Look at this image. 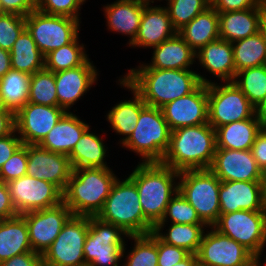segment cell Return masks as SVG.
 Here are the masks:
<instances>
[{
	"label": "cell",
	"mask_w": 266,
	"mask_h": 266,
	"mask_svg": "<svg viewBox=\"0 0 266 266\" xmlns=\"http://www.w3.org/2000/svg\"><path fill=\"white\" fill-rule=\"evenodd\" d=\"M123 78L141 95L146 105L157 108L190 94L201 83H212L190 69L131 68Z\"/></svg>",
	"instance_id": "obj_1"
},
{
	"label": "cell",
	"mask_w": 266,
	"mask_h": 266,
	"mask_svg": "<svg viewBox=\"0 0 266 266\" xmlns=\"http://www.w3.org/2000/svg\"><path fill=\"white\" fill-rule=\"evenodd\" d=\"M216 133L209 123L171 131L161 164L176 171L209 169L216 152Z\"/></svg>",
	"instance_id": "obj_2"
},
{
	"label": "cell",
	"mask_w": 266,
	"mask_h": 266,
	"mask_svg": "<svg viewBox=\"0 0 266 266\" xmlns=\"http://www.w3.org/2000/svg\"><path fill=\"white\" fill-rule=\"evenodd\" d=\"M128 177L137 187L145 218L155 227L178 191L179 171L161 163L140 162Z\"/></svg>",
	"instance_id": "obj_3"
},
{
	"label": "cell",
	"mask_w": 266,
	"mask_h": 266,
	"mask_svg": "<svg viewBox=\"0 0 266 266\" xmlns=\"http://www.w3.org/2000/svg\"><path fill=\"white\" fill-rule=\"evenodd\" d=\"M117 176L111 168L73 169L63 202L75 216H97Z\"/></svg>",
	"instance_id": "obj_4"
},
{
	"label": "cell",
	"mask_w": 266,
	"mask_h": 266,
	"mask_svg": "<svg viewBox=\"0 0 266 266\" xmlns=\"http://www.w3.org/2000/svg\"><path fill=\"white\" fill-rule=\"evenodd\" d=\"M96 217L121 227L128 235H145L154 230L144 216L137 187L129 177L116 179Z\"/></svg>",
	"instance_id": "obj_5"
},
{
	"label": "cell",
	"mask_w": 266,
	"mask_h": 266,
	"mask_svg": "<svg viewBox=\"0 0 266 266\" xmlns=\"http://www.w3.org/2000/svg\"><path fill=\"white\" fill-rule=\"evenodd\" d=\"M171 130L161 108L146 105L137 126L122 147L141 157V163H161L169 147Z\"/></svg>",
	"instance_id": "obj_6"
},
{
	"label": "cell",
	"mask_w": 266,
	"mask_h": 266,
	"mask_svg": "<svg viewBox=\"0 0 266 266\" xmlns=\"http://www.w3.org/2000/svg\"><path fill=\"white\" fill-rule=\"evenodd\" d=\"M220 183L210 169L179 172L178 191L195 208L207 227H212L220 215Z\"/></svg>",
	"instance_id": "obj_7"
},
{
	"label": "cell",
	"mask_w": 266,
	"mask_h": 266,
	"mask_svg": "<svg viewBox=\"0 0 266 266\" xmlns=\"http://www.w3.org/2000/svg\"><path fill=\"white\" fill-rule=\"evenodd\" d=\"M128 236L121 227L90 216L83 247L86 266H122L119 262L126 254Z\"/></svg>",
	"instance_id": "obj_8"
},
{
	"label": "cell",
	"mask_w": 266,
	"mask_h": 266,
	"mask_svg": "<svg viewBox=\"0 0 266 266\" xmlns=\"http://www.w3.org/2000/svg\"><path fill=\"white\" fill-rule=\"evenodd\" d=\"M212 227L243 245L255 257H262L266 247V211L240 210L220 214Z\"/></svg>",
	"instance_id": "obj_9"
},
{
	"label": "cell",
	"mask_w": 266,
	"mask_h": 266,
	"mask_svg": "<svg viewBox=\"0 0 266 266\" xmlns=\"http://www.w3.org/2000/svg\"><path fill=\"white\" fill-rule=\"evenodd\" d=\"M26 28L45 57L71 43L80 31L81 21L67 16L50 15L34 10L25 17Z\"/></svg>",
	"instance_id": "obj_10"
},
{
	"label": "cell",
	"mask_w": 266,
	"mask_h": 266,
	"mask_svg": "<svg viewBox=\"0 0 266 266\" xmlns=\"http://www.w3.org/2000/svg\"><path fill=\"white\" fill-rule=\"evenodd\" d=\"M208 84V123L216 129L222 125L251 118L255 107L233 82Z\"/></svg>",
	"instance_id": "obj_11"
},
{
	"label": "cell",
	"mask_w": 266,
	"mask_h": 266,
	"mask_svg": "<svg viewBox=\"0 0 266 266\" xmlns=\"http://www.w3.org/2000/svg\"><path fill=\"white\" fill-rule=\"evenodd\" d=\"M88 229L89 216L72 215L42 255L44 266H86L83 247Z\"/></svg>",
	"instance_id": "obj_12"
},
{
	"label": "cell",
	"mask_w": 266,
	"mask_h": 266,
	"mask_svg": "<svg viewBox=\"0 0 266 266\" xmlns=\"http://www.w3.org/2000/svg\"><path fill=\"white\" fill-rule=\"evenodd\" d=\"M6 184L18 214L50 208L63 202V192L45 180L24 175Z\"/></svg>",
	"instance_id": "obj_13"
},
{
	"label": "cell",
	"mask_w": 266,
	"mask_h": 266,
	"mask_svg": "<svg viewBox=\"0 0 266 266\" xmlns=\"http://www.w3.org/2000/svg\"><path fill=\"white\" fill-rule=\"evenodd\" d=\"M206 232L197 252L198 266H247L256 258L243 245L213 227H207Z\"/></svg>",
	"instance_id": "obj_14"
},
{
	"label": "cell",
	"mask_w": 266,
	"mask_h": 266,
	"mask_svg": "<svg viewBox=\"0 0 266 266\" xmlns=\"http://www.w3.org/2000/svg\"><path fill=\"white\" fill-rule=\"evenodd\" d=\"M21 215L26 221L32 250L43 255L59 235L72 213L62 202L50 208L29 211Z\"/></svg>",
	"instance_id": "obj_15"
},
{
	"label": "cell",
	"mask_w": 266,
	"mask_h": 266,
	"mask_svg": "<svg viewBox=\"0 0 266 266\" xmlns=\"http://www.w3.org/2000/svg\"><path fill=\"white\" fill-rule=\"evenodd\" d=\"M65 113L58 106L27 102L15 114V130L23 144L39 145Z\"/></svg>",
	"instance_id": "obj_16"
},
{
	"label": "cell",
	"mask_w": 266,
	"mask_h": 266,
	"mask_svg": "<svg viewBox=\"0 0 266 266\" xmlns=\"http://www.w3.org/2000/svg\"><path fill=\"white\" fill-rule=\"evenodd\" d=\"M171 131L208 123V84L201 83L190 94L161 107Z\"/></svg>",
	"instance_id": "obj_17"
},
{
	"label": "cell",
	"mask_w": 266,
	"mask_h": 266,
	"mask_svg": "<svg viewBox=\"0 0 266 266\" xmlns=\"http://www.w3.org/2000/svg\"><path fill=\"white\" fill-rule=\"evenodd\" d=\"M26 175L45 180L65 191L72 174L69 157L41 148L39 145H27Z\"/></svg>",
	"instance_id": "obj_18"
},
{
	"label": "cell",
	"mask_w": 266,
	"mask_h": 266,
	"mask_svg": "<svg viewBox=\"0 0 266 266\" xmlns=\"http://www.w3.org/2000/svg\"><path fill=\"white\" fill-rule=\"evenodd\" d=\"M209 169L220 181H262L251 150L216 149Z\"/></svg>",
	"instance_id": "obj_19"
},
{
	"label": "cell",
	"mask_w": 266,
	"mask_h": 266,
	"mask_svg": "<svg viewBox=\"0 0 266 266\" xmlns=\"http://www.w3.org/2000/svg\"><path fill=\"white\" fill-rule=\"evenodd\" d=\"M220 214L240 210L266 211L262 181H221Z\"/></svg>",
	"instance_id": "obj_20"
},
{
	"label": "cell",
	"mask_w": 266,
	"mask_h": 266,
	"mask_svg": "<svg viewBox=\"0 0 266 266\" xmlns=\"http://www.w3.org/2000/svg\"><path fill=\"white\" fill-rule=\"evenodd\" d=\"M96 68L89 58L76 68L54 73L58 107L70 112L69 109L74 103L82 99L81 97L86 95L98 80L99 74Z\"/></svg>",
	"instance_id": "obj_21"
},
{
	"label": "cell",
	"mask_w": 266,
	"mask_h": 266,
	"mask_svg": "<svg viewBox=\"0 0 266 266\" xmlns=\"http://www.w3.org/2000/svg\"><path fill=\"white\" fill-rule=\"evenodd\" d=\"M176 33L165 6L147 3L143 8L137 36L129 47L152 48Z\"/></svg>",
	"instance_id": "obj_22"
},
{
	"label": "cell",
	"mask_w": 266,
	"mask_h": 266,
	"mask_svg": "<svg viewBox=\"0 0 266 266\" xmlns=\"http://www.w3.org/2000/svg\"><path fill=\"white\" fill-rule=\"evenodd\" d=\"M152 48L154 51L151 62L140 63L136 68L184 70L190 69L191 65L196 62V52L178 33Z\"/></svg>",
	"instance_id": "obj_23"
},
{
	"label": "cell",
	"mask_w": 266,
	"mask_h": 266,
	"mask_svg": "<svg viewBox=\"0 0 266 266\" xmlns=\"http://www.w3.org/2000/svg\"><path fill=\"white\" fill-rule=\"evenodd\" d=\"M146 2L139 0H116L103 6L108 30L128 36L130 45L136 38L143 8Z\"/></svg>",
	"instance_id": "obj_24"
},
{
	"label": "cell",
	"mask_w": 266,
	"mask_h": 266,
	"mask_svg": "<svg viewBox=\"0 0 266 266\" xmlns=\"http://www.w3.org/2000/svg\"><path fill=\"white\" fill-rule=\"evenodd\" d=\"M199 64L209 73L221 79V82H232L236 74L232 42L221 38L209 42L195 53Z\"/></svg>",
	"instance_id": "obj_25"
},
{
	"label": "cell",
	"mask_w": 266,
	"mask_h": 266,
	"mask_svg": "<svg viewBox=\"0 0 266 266\" xmlns=\"http://www.w3.org/2000/svg\"><path fill=\"white\" fill-rule=\"evenodd\" d=\"M91 126L76 114L66 112L39 146L54 153L69 156L83 133Z\"/></svg>",
	"instance_id": "obj_26"
},
{
	"label": "cell",
	"mask_w": 266,
	"mask_h": 266,
	"mask_svg": "<svg viewBox=\"0 0 266 266\" xmlns=\"http://www.w3.org/2000/svg\"><path fill=\"white\" fill-rule=\"evenodd\" d=\"M118 84L127 88L133 94L132 99L120 101L106 114V120L110 123L112 130L125 137L120 138V144L126 141L137 126L139 114L146 106L141 95L122 77Z\"/></svg>",
	"instance_id": "obj_27"
},
{
	"label": "cell",
	"mask_w": 266,
	"mask_h": 266,
	"mask_svg": "<svg viewBox=\"0 0 266 266\" xmlns=\"http://www.w3.org/2000/svg\"><path fill=\"white\" fill-rule=\"evenodd\" d=\"M263 11L259 7L218 12L219 37L234 42L255 35L259 32V24Z\"/></svg>",
	"instance_id": "obj_28"
},
{
	"label": "cell",
	"mask_w": 266,
	"mask_h": 266,
	"mask_svg": "<svg viewBox=\"0 0 266 266\" xmlns=\"http://www.w3.org/2000/svg\"><path fill=\"white\" fill-rule=\"evenodd\" d=\"M262 126L256 113L249 119L228 123L217 127L216 149L251 150Z\"/></svg>",
	"instance_id": "obj_29"
},
{
	"label": "cell",
	"mask_w": 266,
	"mask_h": 266,
	"mask_svg": "<svg viewBox=\"0 0 266 266\" xmlns=\"http://www.w3.org/2000/svg\"><path fill=\"white\" fill-rule=\"evenodd\" d=\"M197 52L209 42L219 39V15L210 5L177 32Z\"/></svg>",
	"instance_id": "obj_30"
},
{
	"label": "cell",
	"mask_w": 266,
	"mask_h": 266,
	"mask_svg": "<svg viewBox=\"0 0 266 266\" xmlns=\"http://www.w3.org/2000/svg\"><path fill=\"white\" fill-rule=\"evenodd\" d=\"M31 251L33 250L24 217L19 214L0 220V262Z\"/></svg>",
	"instance_id": "obj_31"
},
{
	"label": "cell",
	"mask_w": 266,
	"mask_h": 266,
	"mask_svg": "<svg viewBox=\"0 0 266 266\" xmlns=\"http://www.w3.org/2000/svg\"><path fill=\"white\" fill-rule=\"evenodd\" d=\"M90 127L83 133L78 143L69 154L72 169L77 168H110L105 161L108 147L103 137L90 131Z\"/></svg>",
	"instance_id": "obj_32"
},
{
	"label": "cell",
	"mask_w": 266,
	"mask_h": 266,
	"mask_svg": "<svg viewBox=\"0 0 266 266\" xmlns=\"http://www.w3.org/2000/svg\"><path fill=\"white\" fill-rule=\"evenodd\" d=\"M11 69L34 74L44 69V56L37 47L30 32L25 28L10 50Z\"/></svg>",
	"instance_id": "obj_33"
},
{
	"label": "cell",
	"mask_w": 266,
	"mask_h": 266,
	"mask_svg": "<svg viewBox=\"0 0 266 266\" xmlns=\"http://www.w3.org/2000/svg\"><path fill=\"white\" fill-rule=\"evenodd\" d=\"M30 74L11 69L0 78V92L6 108L16 114L27 102Z\"/></svg>",
	"instance_id": "obj_34"
},
{
	"label": "cell",
	"mask_w": 266,
	"mask_h": 266,
	"mask_svg": "<svg viewBox=\"0 0 266 266\" xmlns=\"http://www.w3.org/2000/svg\"><path fill=\"white\" fill-rule=\"evenodd\" d=\"M232 45L236 72L266 64V44L259 32Z\"/></svg>",
	"instance_id": "obj_35"
},
{
	"label": "cell",
	"mask_w": 266,
	"mask_h": 266,
	"mask_svg": "<svg viewBox=\"0 0 266 266\" xmlns=\"http://www.w3.org/2000/svg\"><path fill=\"white\" fill-rule=\"evenodd\" d=\"M205 224H177L171 223L167 232H154L163 242L186 249L191 254H197Z\"/></svg>",
	"instance_id": "obj_36"
},
{
	"label": "cell",
	"mask_w": 266,
	"mask_h": 266,
	"mask_svg": "<svg viewBox=\"0 0 266 266\" xmlns=\"http://www.w3.org/2000/svg\"><path fill=\"white\" fill-rule=\"evenodd\" d=\"M89 59L79 35L69 44L51 51L44 57V68L51 72L76 68Z\"/></svg>",
	"instance_id": "obj_37"
},
{
	"label": "cell",
	"mask_w": 266,
	"mask_h": 266,
	"mask_svg": "<svg viewBox=\"0 0 266 266\" xmlns=\"http://www.w3.org/2000/svg\"><path fill=\"white\" fill-rule=\"evenodd\" d=\"M232 82L256 108L266 99V64L236 72Z\"/></svg>",
	"instance_id": "obj_38"
},
{
	"label": "cell",
	"mask_w": 266,
	"mask_h": 266,
	"mask_svg": "<svg viewBox=\"0 0 266 266\" xmlns=\"http://www.w3.org/2000/svg\"><path fill=\"white\" fill-rule=\"evenodd\" d=\"M134 247L125 256L122 266H158L157 235L152 231L145 235H129Z\"/></svg>",
	"instance_id": "obj_39"
},
{
	"label": "cell",
	"mask_w": 266,
	"mask_h": 266,
	"mask_svg": "<svg viewBox=\"0 0 266 266\" xmlns=\"http://www.w3.org/2000/svg\"><path fill=\"white\" fill-rule=\"evenodd\" d=\"M28 102L45 106H58L54 72L44 68L31 75Z\"/></svg>",
	"instance_id": "obj_40"
},
{
	"label": "cell",
	"mask_w": 266,
	"mask_h": 266,
	"mask_svg": "<svg viewBox=\"0 0 266 266\" xmlns=\"http://www.w3.org/2000/svg\"><path fill=\"white\" fill-rule=\"evenodd\" d=\"M177 224H204L198 217L195 208L180 194L179 191L171 198L168 203L164 216L154 227L153 232H163L167 221Z\"/></svg>",
	"instance_id": "obj_41"
},
{
	"label": "cell",
	"mask_w": 266,
	"mask_h": 266,
	"mask_svg": "<svg viewBox=\"0 0 266 266\" xmlns=\"http://www.w3.org/2000/svg\"><path fill=\"white\" fill-rule=\"evenodd\" d=\"M168 11L174 29L178 32L194 17L211 5L210 0H166Z\"/></svg>",
	"instance_id": "obj_42"
},
{
	"label": "cell",
	"mask_w": 266,
	"mask_h": 266,
	"mask_svg": "<svg viewBox=\"0 0 266 266\" xmlns=\"http://www.w3.org/2000/svg\"><path fill=\"white\" fill-rule=\"evenodd\" d=\"M26 28L25 17L13 13L0 15V48L10 51L13 44Z\"/></svg>",
	"instance_id": "obj_43"
},
{
	"label": "cell",
	"mask_w": 266,
	"mask_h": 266,
	"mask_svg": "<svg viewBox=\"0 0 266 266\" xmlns=\"http://www.w3.org/2000/svg\"><path fill=\"white\" fill-rule=\"evenodd\" d=\"M86 0H36V9L50 15L80 20V9Z\"/></svg>",
	"instance_id": "obj_44"
},
{
	"label": "cell",
	"mask_w": 266,
	"mask_h": 266,
	"mask_svg": "<svg viewBox=\"0 0 266 266\" xmlns=\"http://www.w3.org/2000/svg\"><path fill=\"white\" fill-rule=\"evenodd\" d=\"M27 145L22 144L9 158L0 170V179L8 182L26 175L27 172Z\"/></svg>",
	"instance_id": "obj_45"
},
{
	"label": "cell",
	"mask_w": 266,
	"mask_h": 266,
	"mask_svg": "<svg viewBox=\"0 0 266 266\" xmlns=\"http://www.w3.org/2000/svg\"><path fill=\"white\" fill-rule=\"evenodd\" d=\"M158 266H173L183 261L191 253L181 247L163 242L157 236Z\"/></svg>",
	"instance_id": "obj_46"
},
{
	"label": "cell",
	"mask_w": 266,
	"mask_h": 266,
	"mask_svg": "<svg viewBox=\"0 0 266 266\" xmlns=\"http://www.w3.org/2000/svg\"><path fill=\"white\" fill-rule=\"evenodd\" d=\"M22 144L16 130L10 135L0 138V170Z\"/></svg>",
	"instance_id": "obj_47"
},
{
	"label": "cell",
	"mask_w": 266,
	"mask_h": 266,
	"mask_svg": "<svg viewBox=\"0 0 266 266\" xmlns=\"http://www.w3.org/2000/svg\"><path fill=\"white\" fill-rule=\"evenodd\" d=\"M211 6L217 12L244 10L258 6V0H211Z\"/></svg>",
	"instance_id": "obj_48"
},
{
	"label": "cell",
	"mask_w": 266,
	"mask_h": 266,
	"mask_svg": "<svg viewBox=\"0 0 266 266\" xmlns=\"http://www.w3.org/2000/svg\"><path fill=\"white\" fill-rule=\"evenodd\" d=\"M4 13L26 17L36 10V0H1Z\"/></svg>",
	"instance_id": "obj_49"
},
{
	"label": "cell",
	"mask_w": 266,
	"mask_h": 266,
	"mask_svg": "<svg viewBox=\"0 0 266 266\" xmlns=\"http://www.w3.org/2000/svg\"><path fill=\"white\" fill-rule=\"evenodd\" d=\"M0 266H44L42 255L31 251L0 262Z\"/></svg>",
	"instance_id": "obj_50"
},
{
	"label": "cell",
	"mask_w": 266,
	"mask_h": 266,
	"mask_svg": "<svg viewBox=\"0 0 266 266\" xmlns=\"http://www.w3.org/2000/svg\"><path fill=\"white\" fill-rule=\"evenodd\" d=\"M19 215L12 203L6 182L0 179V220Z\"/></svg>",
	"instance_id": "obj_51"
},
{
	"label": "cell",
	"mask_w": 266,
	"mask_h": 266,
	"mask_svg": "<svg viewBox=\"0 0 266 266\" xmlns=\"http://www.w3.org/2000/svg\"><path fill=\"white\" fill-rule=\"evenodd\" d=\"M252 154L256 163L263 171L266 168V129L257 134L256 139L251 148Z\"/></svg>",
	"instance_id": "obj_52"
},
{
	"label": "cell",
	"mask_w": 266,
	"mask_h": 266,
	"mask_svg": "<svg viewBox=\"0 0 266 266\" xmlns=\"http://www.w3.org/2000/svg\"><path fill=\"white\" fill-rule=\"evenodd\" d=\"M15 130V114L0 112V138L10 135Z\"/></svg>",
	"instance_id": "obj_53"
},
{
	"label": "cell",
	"mask_w": 266,
	"mask_h": 266,
	"mask_svg": "<svg viewBox=\"0 0 266 266\" xmlns=\"http://www.w3.org/2000/svg\"><path fill=\"white\" fill-rule=\"evenodd\" d=\"M11 70L10 51L0 48V78Z\"/></svg>",
	"instance_id": "obj_54"
},
{
	"label": "cell",
	"mask_w": 266,
	"mask_h": 266,
	"mask_svg": "<svg viewBox=\"0 0 266 266\" xmlns=\"http://www.w3.org/2000/svg\"><path fill=\"white\" fill-rule=\"evenodd\" d=\"M256 116L262 128L266 127V99L255 108Z\"/></svg>",
	"instance_id": "obj_55"
},
{
	"label": "cell",
	"mask_w": 266,
	"mask_h": 266,
	"mask_svg": "<svg viewBox=\"0 0 266 266\" xmlns=\"http://www.w3.org/2000/svg\"><path fill=\"white\" fill-rule=\"evenodd\" d=\"M173 266H198L197 254H190L183 261L176 263Z\"/></svg>",
	"instance_id": "obj_56"
},
{
	"label": "cell",
	"mask_w": 266,
	"mask_h": 266,
	"mask_svg": "<svg viewBox=\"0 0 266 266\" xmlns=\"http://www.w3.org/2000/svg\"><path fill=\"white\" fill-rule=\"evenodd\" d=\"M259 33L261 34L265 44H266V12L263 11L260 24H259Z\"/></svg>",
	"instance_id": "obj_57"
},
{
	"label": "cell",
	"mask_w": 266,
	"mask_h": 266,
	"mask_svg": "<svg viewBox=\"0 0 266 266\" xmlns=\"http://www.w3.org/2000/svg\"><path fill=\"white\" fill-rule=\"evenodd\" d=\"M0 112H12L6 108L1 92H0Z\"/></svg>",
	"instance_id": "obj_58"
},
{
	"label": "cell",
	"mask_w": 266,
	"mask_h": 266,
	"mask_svg": "<svg viewBox=\"0 0 266 266\" xmlns=\"http://www.w3.org/2000/svg\"><path fill=\"white\" fill-rule=\"evenodd\" d=\"M262 186L266 197V168L262 171Z\"/></svg>",
	"instance_id": "obj_59"
},
{
	"label": "cell",
	"mask_w": 266,
	"mask_h": 266,
	"mask_svg": "<svg viewBox=\"0 0 266 266\" xmlns=\"http://www.w3.org/2000/svg\"><path fill=\"white\" fill-rule=\"evenodd\" d=\"M247 266H262L261 258L256 257Z\"/></svg>",
	"instance_id": "obj_60"
},
{
	"label": "cell",
	"mask_w": 266,
	"mask_h": 266,
	"mask_svg": "<svg viewBox=\"0 0 266 266\" xmlns=\"http://www.w3.org/2000/svg\"><path fill=\"white\" fill-rule=\"evenodd\" d=\"M258 6L262 11L266 12V0H258Z\"/></svg>",
	"instance_id": "obj_61"
},
{
	"label": "cell",
	"mask_w": 266,
	"mask_h": 266,
	"mask_svg": "<svg viewBox=\"0 0 266 266\" xmlns=\"http://www.w3.org/2000/svg\"><path fill=\"white\" fill-rule=\"evenodd\" d=\"M139 1H143V2H146V3H154V0H139ZM159 1H161V0H159Z\"/></svg>",
	"instance_id": "obj_62"
},
{
	"label": "cell",
	"mask_w": 266,
	"mask_h": 266,
	"mask_svg": "<svg viewBox=\"0 0 266 266\" xmlns=\"http://www.w3.org/2000/svg\"><path fill=\"white\" fill-rule=\"evenodd\" d=\"M1 14H4V11H3V7H2V2H1V0H0V15Z\"/></svg>",
	"instance_id": "obj_63"
}]
</instances>
